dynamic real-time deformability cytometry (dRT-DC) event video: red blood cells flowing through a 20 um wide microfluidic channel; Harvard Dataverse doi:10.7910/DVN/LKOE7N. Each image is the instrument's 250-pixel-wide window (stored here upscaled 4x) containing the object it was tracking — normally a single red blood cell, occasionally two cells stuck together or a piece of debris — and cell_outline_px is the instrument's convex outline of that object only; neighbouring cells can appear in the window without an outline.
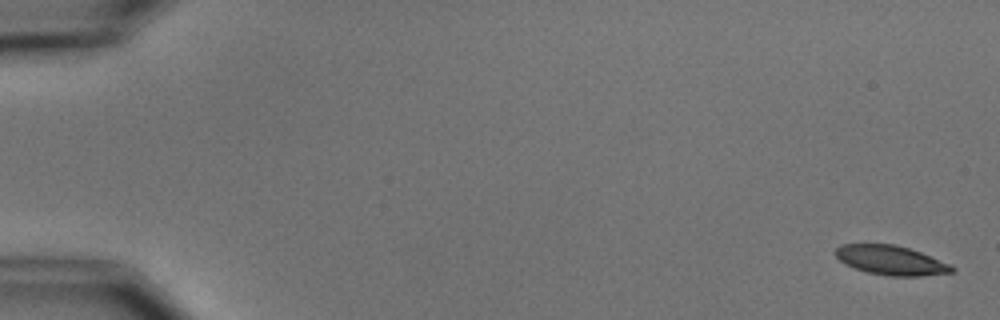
{"species": "common noctule bat (a hibernating species)", "species_latin": "Nyctalus noctula", "temperature_condition": "cold", "stored_images_in_passage": 5, "camera_frame_rate_fps": 3000, "um_per_image_px": 0.085, "animal": {"sex": "male", "body_mass_g": 15.6}, "frame": {"image": 1, "passage_image": 1, "time_ms": 0.0, "image_size_px": [1000, 320], "cell_outline_px": [[956, 272], [920, 276], [888, 276], [868, 272], [844, 264], [836, 256], [836, 248], [840, 244], [896, 244], [920, 252], [952, 264], [956, 268]], "centroid_in_image_um": [75.78, 22.12], "position_along_channel_um": 9.2, "area_um2": 20.0}}